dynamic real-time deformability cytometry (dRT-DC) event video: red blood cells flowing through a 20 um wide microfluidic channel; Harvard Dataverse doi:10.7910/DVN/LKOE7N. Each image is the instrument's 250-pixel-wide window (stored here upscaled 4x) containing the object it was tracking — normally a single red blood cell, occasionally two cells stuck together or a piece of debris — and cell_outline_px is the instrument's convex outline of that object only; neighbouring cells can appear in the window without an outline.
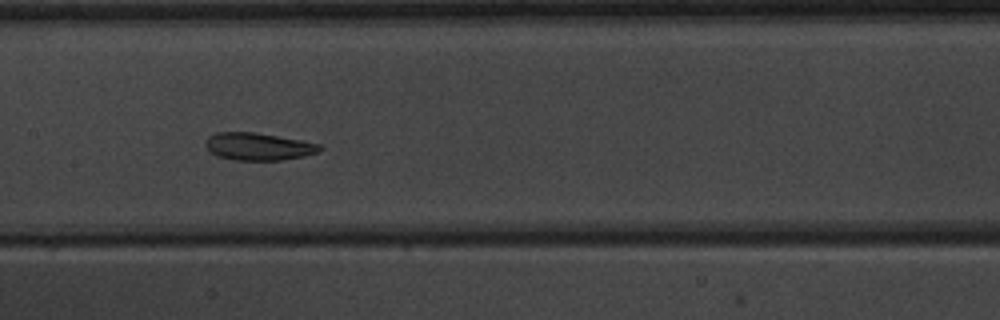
{"species": "common noctule bat (a hibernating species)", "species_latin": "Nyctalus noctula", "temperature_condition": "warm", "stored_images_in_passage": 9, "camera_frame_rate_fps": 3000, "um_per_image_px": 0.085, "animal": {"sex": "male", "body_mass_g": 20.1, "forearm_length_mm": 53.5}, "frame": {"image": 1, "passage_image": 7, "time_ms": 7.667, "image_size_px": [1000, 320], "cell_outline_px": [[324, 148], [320, 152], [304, 156], [280, 160], [236, 160], [216, 156], [204, 144], [204, 140], [208, 136], [216, 132], [256, 132], [300, 140], [320, 144]], "centroid_in_image_um": [21.96, 12.45], "position_along_channel_um": 185.4, "area_um2": 18.38}}
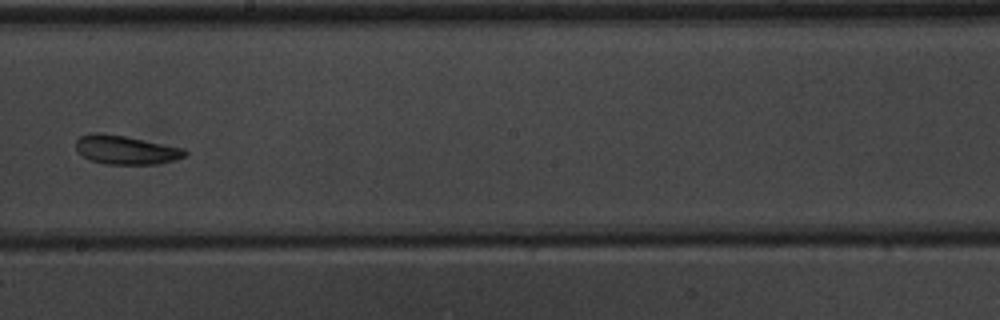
{"frame": {"image": 2, "passage_image": 8, "time_ms": 9.0, "image_size_px": [1000, 320], "cell_outline_px": [[188, 156], [176, 160], [156, 164], [104, 164], [92, 160], [84, 156], [76, 148], [76, 140], [80, 136], [92, 132], [100, 132], [124, 136], [184, 148], [188, 152]], "centroid_in_image_um": [10.73, 12.74], "position_along_channel_um": 237.5, "area_um2": 18.32}}
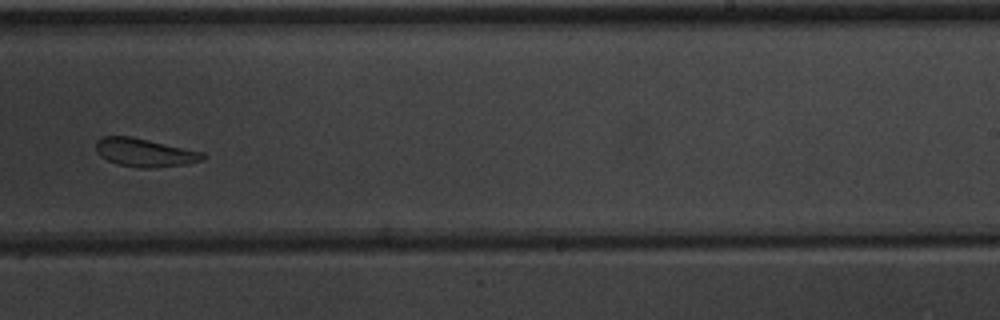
{"frame": {"image": 3, "passage_image": 9, "time_ms": 10.0, "image_size_px": [1000, 320], "cell_outline_px": [[208, 156], [204, 160], [188, 164], [152, 168], [140, 168], [116, 164], [100, 156], [96, 152], [96, 140], [104, 136], [132, 136], [204, 152]], "centroid_in_image_um": [12.33, 12.97], "position_along_channel_um": 276.7, "area_um2": 17.92}}